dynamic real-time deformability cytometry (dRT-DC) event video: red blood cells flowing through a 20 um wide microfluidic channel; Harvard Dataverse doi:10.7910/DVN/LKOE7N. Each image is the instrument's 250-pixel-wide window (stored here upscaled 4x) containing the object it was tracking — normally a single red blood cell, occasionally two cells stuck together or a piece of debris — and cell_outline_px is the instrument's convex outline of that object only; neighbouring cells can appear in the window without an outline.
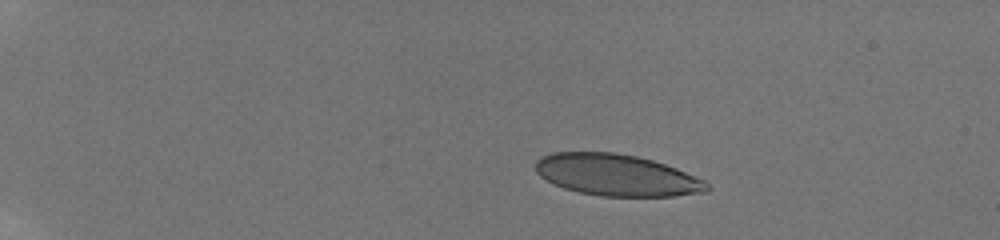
{"species": "human", "species_latin": "Homo sapiens", "temperature_condition": "room temperature", "stored_images_in_passage": 14, "camera_frame_rate_fps": 3000, "um_per_image_px": 0.085, "donor": {"sex": "male"}, "frame": {"image": 1, "passage_image": 1, "time_ms": 0.0, "image_size_px": [1000, 240], "cell_outline_px": [[712, 188], [708, 192], [672, 196], [600, 196], [580, 192], [564, 188], [540, 176], [536, 172], [536, 160], [540, 156], [552, 152], [616, 152], [636, 156], [652, 160], [676, 168], [704, 180]], "centroid_in_image_um": [52.43, 14.88], "position_along_channel_um": 32.6, "area_um2": 41.5}}
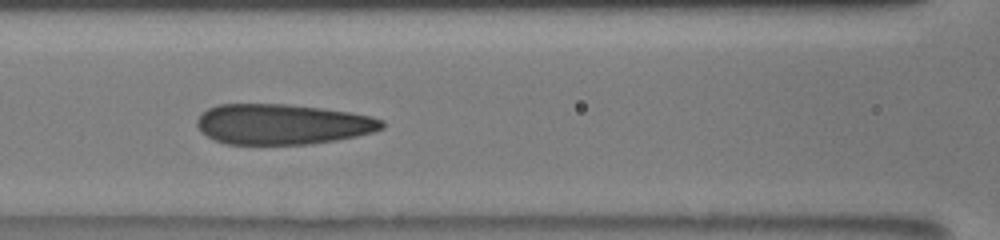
{"frame": {"image": 2, "passage_image": 8, "time_ms": 5.667, "image_size_px": [1000, 240], "cell_outline_px": [[384, 128], [372, 132], [356, 136], [336, 140], [308, 144], [228, 144], [216, 140], [200, 132], [196, 124], [196, 120], [200, 112], [208, 108], [220, 104], [288, 104], [320, 108], [348, 112], [372, 116], [384, 120]], "centroid_in_image_um": [23.98, 10.55], "position_along_channel_um": 142.6, "area_um2": 43.64}}
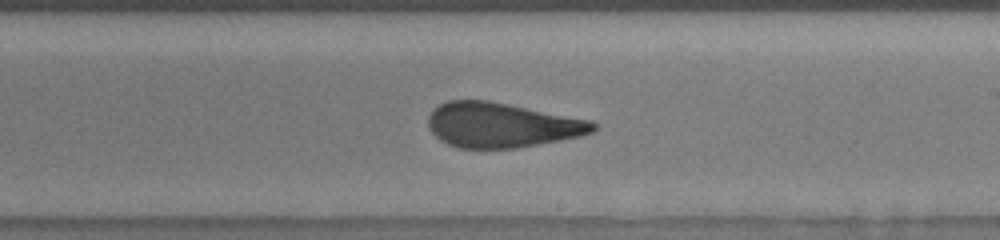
{"frame": {"image": 3, "passage_image": 14, "time_ms": 8.333, "image_size_px": [1000, 240], "cell_outline_px": [[600, 124], [592, 132], [580, 136], [560, 140], [516, 148], [460, 148], [448, 144], [440, 140], [432, 132], [428, 124], [428, 116], [432, 108], [448, 100], [488, 100], [592, 120]], "centroid_in_image_um": [42.64, 10.62], "position_along_channel_um": 246.4, "area_um2": 43.18}}